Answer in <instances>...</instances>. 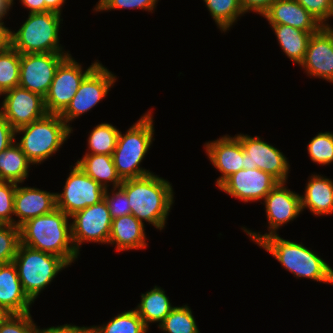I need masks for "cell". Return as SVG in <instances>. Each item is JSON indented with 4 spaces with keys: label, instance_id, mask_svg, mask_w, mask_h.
Wrapping results in <instances>:
<instances>
[{
    "label": "cell",
    "instance_id": "12",
    "mask_svg": "<svg viewBox=\"0 0 333 333\" xmlns=\"http://www.w3.org/2000/svg\"><path fill=\"white\" fill-rule=\"evenodd\" d=\"M70 219L72 243L78 254L83 242L108 245L112 218L104 199L75 212Z\"/></svg>",
    "mask_w": 333,
    "mask_h": 333
},
{
    "label": "cell",
    "instance_id": "44",
    "mask_svg": "<svg viewBox=\"0 0 333 333\" xmlns=\"http://www.w3.org/2000/svg\"><path fill=\"white\" fill-rule=\"evenodd\" d=\"M21 5L29 11V13L45 12L44 0H19Z\"/></svg>",
    "mask_w": 333,
    "mask_h": 333
},
{
    "label": "cell",
    "instance_id": "5",
    "mask_svg": "<svg viewBox=\"0 0 333 333\" xmlns=\"http://www.w3.org/2000/svg\"><path fill=\"white\" fill-rule=\"evenodd\" d=\"M73 133L59 114H47L40 120L15 130L16 143L33 165L42 164L56 154Z\"/></svg>",
    "mask_w": 333,
    "mask_h": 333
},
{
    "label": "cell",
    "instance_id": "16",
    "mask_svg": "<svg viewBox=\"0 0 333 333\" xmlns=\"http://www.w3.org/2000/svg\"><path fill=\"white\" fill-rule=\"evenodd\" d=\"M278 184V181L258 168L240 169L231 174L218 189L243 202L263 201L266 195Z\"/></svg>",
    "mask_w": 333,
    "mask_h": 333
},
{
    "label": "cell",
    "instance_id": "29",
    "mask_svg": "<svg viewBox=\"0 0 333 333\" xmlns=\"http://www.w3.org/2000/svg\"><path fill=\"white\" fill-rule=\"evenodd\" d=\"M221 33L232 28L244 15L239 0H203ZM231 27V28H230Z\"/></svg>",
    "mask_w": 333,
    "mask_h": 333
},
{
    "label": "cell",
    "instance_id": "45",
    "mask_svg": "<svg viewBox=\"0 0 333 333\" xmlns=\"http://www.w3.org/2000/svg\"><path fill=\"white\" fill-rule=\"evenodd\" d=\"M66 0H44L45 2V12L47 11H51V12H55L58 14H62L61 12L62 7H64V4Z\"/></svg>",
    "mask_w": 333,
    "mask_h": 333
},
{
    "label": "cell",
    "instance_id": "1",
    "mask_svg": "<svg viewBox=\"0 0 333 333\" xmlns=\"http://www.w3.org/2000/svg\"><path fill=\"white\" fill-rule=\"evenodd\" d=\"M120 187L127 194L132 215L157 230L165 229L175 202L172 183L152 173L141 178L123 180Z\"/></svg>",
    "mask_w": 333,
    "mask_h": 333
},
{
    "label": "cell",
    "instance_id": "18",
    "mask_svg": "<svg viewBox=\"0 0 333 333\" xmlns=\"http://www.w3.org/2000/svg\"><path fill=\"white\" fill-rule=\"evenodd\" d=\"M203 147L208 160L221 173L216 179V187L231 174L243 169L244 150L236 135H223L216 140L205 142Z\"/></svg>",
    "mask_w": 333,
    "mask_h": 333
},
{
    "label": "cell",
    "instance_id": "23",
    "mask_svg": "<svg viewBox=\"0 0 333 333\" xmlns=\"http://www.w3.org/2000/svg\"><path fill=\"white\" fill-rule=\"evenodd\" d=\"M301 196L302 212L308 208L314 216L333 214V180L319 174L309 176Z\"/></svg>",
    "mask_w": 333,
    "mask_h": 333
},
{
    "label": "cell",
    "instance_id": "9",
    "mask_svg": "<svg viewBox=\"0 0 333 333\" xmlns=\"http://www.w3.org/2000/svg\"><path fill=\"white\" fill-rule=\"evenodd\" d=\"M117 81V76L99 63L82 81L76 94L59 114L65 123L72 129L70 123L103 100Z\"/></svg>",
    "mask_w": 333,
    "mask_h": 333
},
{
    "label": "cell",
    "instance_id": "26",
    "mask_svg": "<svg viewBox=\"0 0 333 333\" xmlns=\"http://www.w3.org/2000/svg\"><path fill=\"white\" fill-rule=\"evenodd\" d=\"M275 33L276 40L283 50V53L294 64L303 62L310 36L316 32H305L301 29L282 24H269Z\"/></svg>",
    "mask_w": 333,
    "mask_h": 333
},
{
    "label": "cell",
    "instance_id": "48",
    "mask_svg": "<svg viewBox=\"0 0 333 333\" xmlns=\"http://www.w3.org/2000/svg\"><path fill=\"white\" fill-rule=\"evenodd\" d=\"M12 6L14 5V0H7Z\"/></svg>",
    "mask_w": 333,
    "mask_h": 333
},
{
    "label": "cell",
    "instance_id": "21",
    "mask_svg": "<svg viewBox=\"0 0 333 333\" xmlns=\"http://www.w3.org/2000/svg\"><path fill=\"white\" fill-rule=\"evenodd\" d=\"M145 224L129 214L112 219L108 245H114L115 251L142 250L148 246Z\"/></svg>",
    "mask_w": 333,
    "mask_h": 333
},
{
    "label": "cell",
    "instance_id": "22",
    "mask_svg": "<svg viewBox=\"0 0 333 333\" xmlns=\"http://www.w3.org/2000/svg\"><path fill=\"white\" fill-rule=\"evenodd\" d=\"M32 304L23 291L15 264H0V305L12 314H23L30 312Z\"/></svg>",
    "mask_w": 333,
    "mask_h": 333
},
{
    "label": "cell",
    "instance_id": "30",
    "mask_svg": "<svg viewBox=\"0 0 333 333\" xmlns=\"http://www.w3.org/2000/svg\"><path fill=\"white\" fill-rule=\"evenodd\" d=\"M120 130L111 123H100L89 131L87 138V149L85 154H105L112 155L116 145Z\"/></svg>",
    "mask_w": 333,
    "mask_h": 333
},
{
    "label": "cell",
    "instance_id": "3",
    "mask_svg": "<svg viewBox=\"0 0 333 333\" xmlns=\"http://www.w3.org/2000/svg\"><path fill=\"white\" fill-rule=\"evenodd\" d=\"M258 246L272 255L294 277L333 285V268L302 242L283 239L277 234L266 237Z\"/></svg>",
    "mask_w": 333,
    "mask_h": 333
},
{
    "label": "cell",
    "instance_id": "2",
    "mask_svg": "<svg viewBox=\"0 0 333 333\" xmlns=\"http://www.w3.org/2000/svg\"><path fill=\"white\" fill-rule=\"evenodd\" d=\"M70 217L56 208L32 218L20 228V244L61 257L69 266L78 259L71 238Z\"/></svg>",
    "mask_w": 333,
    "mask_h": 333
},
{
    "label": "cell",
    "instance_id": "47",
    "mask_svg": "<svg viewBox=\"0 0 333 333\" xmlns=\"http://www.w3.org/2000/svg\"><path fill=\"white\" fill-rule=\"evenodd\" d=\"M10 315H12V313L0 305V325L3 324Z\"/></svg>",
    "mask_w": 333,
    "mask_h": 333
},
{
    "label": "cell",
    "instance_id": "10",
    "mask_svg": "<svg viewBox=\"0 0 333 333\" xmlns=\"http://www.w3.org/2000/svg\"><path fill=\"white\" fill-rule=\"evenodd\" d=\"M98 60L84 70L75 58L68 55L57 67L54 79L44 97L48 114H60L70 103L84 78L99 64ZM84 70V71H83Z\"/></svg>",
    "mask_w": 333,
    "mask_h": 333
},
{
    "label": "cell",
    "instance_id": "43",
    "mask_svg": "<svg viewBox=\"0 0 333 333\" xmlns=\"http://www.w3.org/2000/svg\"><path fill=\"white\" fill-rule=\"evenodd\" d=\"M12 30L5 26L4 20H0V52L11 47Z\"/></svg>",
    "mask_w": 333,
    "mask_h": 333
},
{
    "label": "cell",
    "instance_id": "7",
    "mask_svg": "<svg viewBox=\"0 0 333 333\" xmlns=\"http://www.w3.org/2000/svg\"><path fill=\"white\" fill-rule=\"evenodd\" d=\"M24 293L34 303L40 293L69 265L53 254L19 244L13 260Z\"/></svg>",
    "mask_w": 333,
    "mask_h": 333
},
{
    "label": "cell",
    "instance_id": "27",
    "mask_svg": "<svg viewBox=\"0 0 333 333\" xmlns=\"http://www.w3.org/2000/svg\"><path fill=\"white\" fill-rule=\"evenodd\" d=\"M31 165L33 166L20 146L16 141L13 142L8 148L0 152V181L23 183L29 177Z\"/></svg>",
    "mask_w": 333,
    "mask_h": 333
},
{
    "label": "cell",
    "instance_id": "13",
    "mask_svg": "<svg viewBox=\"0 0 333 333\" xmlns=\"http://www.w3.org/2000/svg\"><path fill=\"white\" fill-rule=\"evenodd\" d=\"M244 150L243 169H260L273 176L278 182H287L290 164L288 158L274 145L260 136L236 134Z\"/></svg>",
    "mask_w": 333,
    "mask_h": 333
},
{
    "label": "cell",
    "instance_id": "42",
    "mask_svg": "<svg viewBox=\"0 0 333 333\" xmlns=\"http://www.w3.org/2000/svg\"><path fill=\"white\" fill-rule=\"evenodd\" d=\"M33 333H89V326H77L71 323L43 329H40V326H36Z\"/></svg>",
    "mask_w": 333,
    "mask_h": 333
},
{
    "label": "cell",
    "instance_id": "38",
    "mask_svg": "<svg viewBox=\"0 0 333 333\" xmlns=\"http://www.w3.org/2000/svg\"><path fill=\"white\" fill-rule=\"evenodd\" d=\"M302 5L322 26H330L333 18V0H295Z\"/></svg>",
    "mask_w": 333,
    "mask_h": 333
},
{
    "label": "cell",
    "instance_id": "17",
    "mask_svg": "<svg viewBox=\"0 0 333 333\" xmlns=\"http://www.w3.org/2000/svg\"><path fill=\"white\" fill-rule=\"evenodd\" d=\"M300 67L308 76L333 83V29L323 26L310 36Z\"/></svg>",
    "mask_w": 333,
    "mask_h": 333
},
{
    "label": "cell",
    "instance_id": "33",
    "mask_svg": "<svg viewBox=\"0 0 333 333\" xmlns=\"http://www.w3.org/2000/svg\"><path fill=\"white\" fill-rule=\"evenodd\" d=\"M307 151L313 163L330 165L333 163V132H319L307 144Z\"/></svg>",
    "mask_w": 333,
    "mask_h": 333
},
{
    "label": "cell",
    "instance_id": "15",
    "mask_svg": "<svg viewBox=\"0 0 333 333\" xmlns=\"http://www.w3.org/2000/svg\"><path fill=\"white\" fill-rule=\"evenodd\" d=\"M1 96H4V99L0 103V114L15 130L48 114L44 97L20 86L6 91Z\"/></svg>",
    "mask_w": 333,
    "mask_h": 333
},
{
    "label": "cell",
    "instance_id": "32",
    "mask_svg": "<svg viewBox=\"0 0 333 333\" xmlns=\"http://www.w3.org/2000/svg\"><path fill=\"white\" fill-rule=\"evenodd\" d=\"M20 53L12 46L0 52V97L19 86Z\"/></svg>",
    "mask_w": 333,
    "mask_h": 333
},
{
    "label": "cell",
    "instance_id": "14",
    "mask_svg": "<svg viewBox=\"0 0 333 333\" xmlns=\"http://www.w3.org/2000/svg\"><path fill=\"white\" fill-rule=\"evenodd\" d=\"M70 53L20 54L19 86L45 97L59 64Z\"/></svg>",
    "mask_w": 333,
    "mask_h": 333
},
{
    "label": "cell",
    "instance_id": "46",
    "mask_svg": "<svg viewBox=\"0 0 333 333\" xmlns=\"http://www.w3.org/2000/svg\"><path fill=\"white\" fill-rule=\"evenodd\" d=\"M12 7L13 6L7 0H0V20H3L5 17H7Z\"/></svg>",
    "mask_w": 333,
    "mask_h": 333
},
{
    "label": "cell",
    "instance_id": "41",
    "mask_svg": "<svg viewBox=\"0 0 333 333\" xmlns=\"http://www.w3.org/2000/svg\"><path fill=\"white\" fill-rule=\"evenodd\" d=\"M15 129L9 122L0 114V152L8 148L16 141Z\"/></svg>",
    "mask_w": 333,
    "mask_h": 333
},
{
    "label": "cell",
    "instance_id": "35",
    "mask_svg": "<svg viewBox=\"0 0 333 333\" xmlns=\"http://www.w3.org/2000/svg\"><path fill=\"white\" fill-rule=\"evenodd\" d=\"M159 0H99L93 11L103 12L118 9H141L153 13Z\"/></svg>",
    "mask_w": 333,
    "mask_h": 333
},
{
    "label": "cell",
    "instance_id": "19",
    "mask_svg": "<svg viewBox=\"0 0 333 333\" xmlns=\"http://www.w3.org/2000/svg\"><path fill=\"white\" fill-rule=\"evenodd\" d=\"M16 185L14 195V225L20 227L26 221L50 213L56 209V193L37 187Z\"/></svg>",
    "mask_w": 333,
    "mask_h": 333
},
{
    "label": "cell",
    "instance_id": "37",
    "mask_svg": "<svg viewBox=\"0 0 333 333\" xmlns=\"http://www.w3.org/2000/svg\"><path fill=\"white\" fill-rule=\"evenodd\" d=\"M17 183L0 181V224L14 225V195Z\"/></svg>",
    "mask_w": 333,
    "mask_h": 333
},
{
    "label": "cell",
    "instance_id": "6",
    "mask_svg": "<svg viewBox=\"0 0 333 333\" xmlns=\"http://www.w3.org/2000/svg\"><path fill=\"white\" fill-rule=\"evenodd\" d=\"M61 14L28 13L20 28L11 32V46L20 54L69 53L60 44ZM62 21V22H61Z\"/></svg>",
    "mask_w": 333,
    "mask_h": 333
},
{
    "label": "cell",
    "instance_id": "4",
    "mask_svg": "<svg viewBox=\"0 0 333 333\" xmlns=\"http://www.w3.org/2000/svg\"><path fill=\"white\" fill-rule=\"evenodd\" d=\"M153 121L152 111L149 110L125 134L119 132L112 158L122 180L141 178L153 173L140 166L155 140Z\"/></svg>",
    "mask_w": 333,
    "mask_h": 333
},
{
    "label": "cell",
    "instance_id": "8",
    "mask_svg": "<svg viewBox=\"0 0 333 333\" xmlns=\"http://www.w3.org/2000/svg\"><path fill=\"white\" fill-rule=\"evenodd\" d=\"M286 183L278 182L266 195L264 203H261L265 205L268 233L261 234V232L252 231L245 227L241 228L255 244H259L270 235H277L281 226L294 221L302 213L300 194L291 191Z\"/></svg>",
    "mask_w": 333,
    "mask_h": 333
},
{
    "label": "cell",
    "instance_id": "31",
    "mask_svg": "<svg viewBox=\"0 0 333 333\" xmlns=\"http://www.w3.org/2000/svg\"><path fill=\"white\" fill-rule=\"evenodd\" d=\"M165 333H200L190 306H175L158 326Z\"/></svg>",
    "mask_w": 333,
    "mask_h": 333
},
{
    "label": "cell",
    "instance_id": "11",
    "mask_svg": "<svg viewBox=\"0 0 333 333\" xmlns=\"http://www.w3.org/2000/svg\"><path fill=\"white\" fill-rule=\"evenodd\" d=\"M70 168V173L62 187L63 191L56 193V208L69 217L77 211L99 203L103 200L105 193V189L76 163Z\"/></svg>",
    "mask_w": 333,
    "mask_h": 333
},
{
    "label": "cell",
    "instance_id": "34",
    "mask_svg": "<svg viewBox=\"0 0 333 333\" xmlns=\"http://www.w3.org/2000/svg\"><path fill=\"white\" fill-rule=\"evenodd\" d=\"M20 244V228L0 224V264L13 262Z\"/></svg>",
    "mask_w": 333,
    "mask_h": 333
},
{
    "label": "cell",
    "instance_id": "39",
    "mask_svg": "<svg viewBox=\"0 0 333 333\" xmlns=\"http://www.w3.org/2000/svg\"><path fill=\"white\" fill-rule=\"evenodd\" d=\"M36 326L30 312L12 314L0 325V333H33Z\"/></svg>",
    "mask_w": 333,
    "mask_h": 333
},
{
    "label": "cell",
    "instance_id": "40",
    "mask_svg": "<svg viewBox=\"0 0 333 333\" xmlns=\"http://www.w3.org/2000/svg\"><path fill=\"white\" fill-rule=\"evenodd\" d=\"M276 0H239L241 8L246 13H256L263 16Z\"/></svg>",
    "mask_w": 333,
    "mask_h": 333
},
{
    "label": "cell",
    "instance_id": "24",
    "mask_svg": "<svg viewBox=\"0 0 333 333\" xmlns=\"http://www.w3.org/2000/svg\"><path fill=\"white\" fill-rule=\"evenodd\" d=\"M76 164L104 189L120 187L123 180L117 173L112 155L84 154Z\"/></svg>",
    "mask_w": 333,
    "mask_h": 333
},
{
    "label": "cell",
    "instance_id": "20",
    "mask_svg": "<svg viewBox=\"0 0 333 333\" xmlns=\"http://www.w3.org/2000/svg\"><path fill=\"white\" fill-rule=\"evenodd\" d=\"M263 17L268 24L289 25L305 32H318L323 27L295 0H276Z\"/></svg>",
    "mask_w": 333,
    "mask_h": 333
},
{
    "label": "cell",
    "instance_id": "25",
    "mask_svg": "<svg viewBox=\"0 0 333 333\" xmlns=\"http://www.w3.org/2000/svg\"><path fill=\"white\" fill-rule=\"evenodd\" d=\"M140 296L141 301L134 309L148 329L150 323H158V327L175 307L165 294L164 289L156 285Z\"/></svg>",
    "mask_w": 333,
    "mask_h": 333
},
{
    "label": "cell",
    "instance_id": "28",
    "mask_svg": "<svg viewBox=\"0 0 333 333\" xmlns=\"http://www.w3.org/2000/svg\"><path fill=\"white\" fill-rule=\"evenodd\" d=\"M148 330L135 309L121 312L103 325L89 327V333H147Z\"/></svg>",
    "mask_w": 333,
    "mask_h": 333
},
{
    "label": "cell",
    "instance_id": "36",
    "mask_svg": "<svg viewBox=\"0 0 333 333\" xmlns=\"http://www.w3.org/2000/svg\"><path fill=\"white\" fill-rule=\"evenodd\" d=\"M112 219L131 214L126 192L121 187L105 189L104 198Z\"/></svg>",
    "mask_w": 333,
    "mask_h": 333
}]
</instances>
